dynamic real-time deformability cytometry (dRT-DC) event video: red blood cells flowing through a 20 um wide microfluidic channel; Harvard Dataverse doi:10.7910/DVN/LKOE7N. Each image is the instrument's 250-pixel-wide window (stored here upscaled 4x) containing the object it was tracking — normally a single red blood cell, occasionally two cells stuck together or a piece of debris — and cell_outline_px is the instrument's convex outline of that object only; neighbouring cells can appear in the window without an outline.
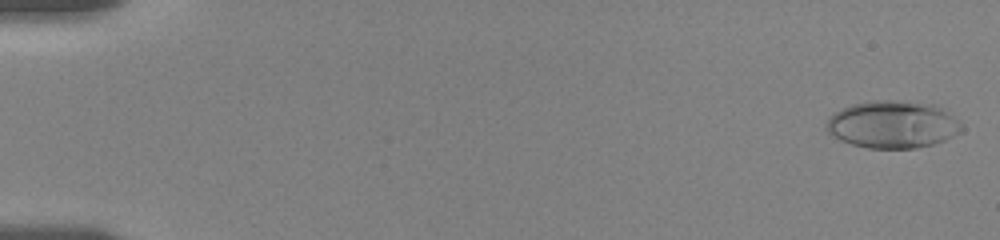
{"species": "human", "species_latin": "Homo sapiens", "temperature_condition": "room temperature", "stored_images_in_passage": 33, "camera_frame_rate_fps": 3000, "um_per_image_px": 0.085, "donor": {"sex": "female"}, "frame": {"image": 1, "passage_image": 3, "time_ms": 0.333, "image_size_px": [1000, 240], "cell_outline_px": [[964, 128], [960, 132], [944, 140], [932, 144], [916, 148], [868, 148], [852, 144], [840, 140], [832, 136], [828, 132], [824, 124], [828, 116], [852, 104], [872, 100], [892, 100], [932, 104], [948, 108]], "centroid_in_image_um": [75.88, 10.57], "position_along_channel_um": 9.1, "area_um2": 37.63}}
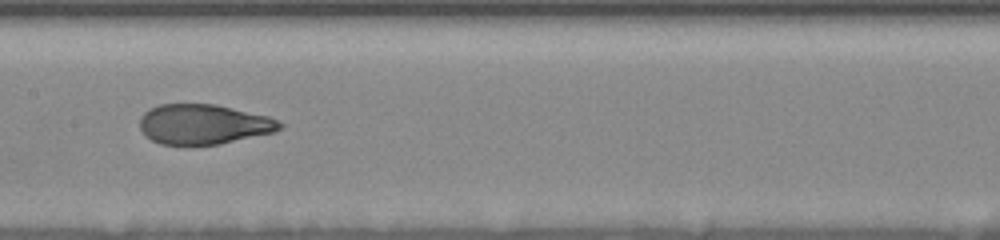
{"frame": {"image": 2, "passage_image": 18, "time_ms": 9.667, "image_size_px": [1000, 240], "cell_outline_px": [[284, 128], [272, 132], [220, 144], [192, 148], [160, 144], [152, 140], [140, 128], [140, 116], [144, 112], [160, 104], [216, 104], [268, 116], [284, 124]], "centroid_in_image_um": [17.28, 10.6], "position_along_channel_um": 190.1, "area_um2": 33.18}}
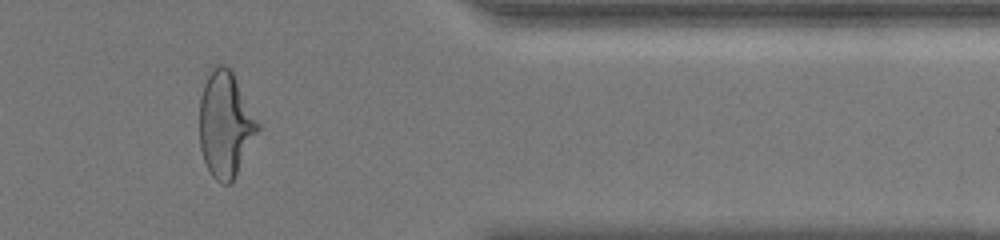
{"frame": {"image": 3, "passage_image": 27, "time_ms": 15.667, "image_size_px": [1000, 240], "cell_outline_px": [[260, 128], [236, 176], [228, 184], [224, 184], [216, 180], [212, 176], [204, 160], [200, 148], [200, 96], [204, 84], [212, 64], [224, 64], [232, 72], [260, 124]], "centroid_in_image_um": [19.15, 10.56], "position_along_channel_um": 392.2, "area_um2": 35.72}, "authors_computed_cell_mechanics": {"area_um2": 34.6222, "velocity_mm_per_s": 3.6251, "shape_relaxation_time_tau1_ms": 5.3202, "shape_relaxation_time_tau2_ms": 0.8003, "deformation_change_tau1": 0.1979, "deformation_change_tau2": 0.0644}}